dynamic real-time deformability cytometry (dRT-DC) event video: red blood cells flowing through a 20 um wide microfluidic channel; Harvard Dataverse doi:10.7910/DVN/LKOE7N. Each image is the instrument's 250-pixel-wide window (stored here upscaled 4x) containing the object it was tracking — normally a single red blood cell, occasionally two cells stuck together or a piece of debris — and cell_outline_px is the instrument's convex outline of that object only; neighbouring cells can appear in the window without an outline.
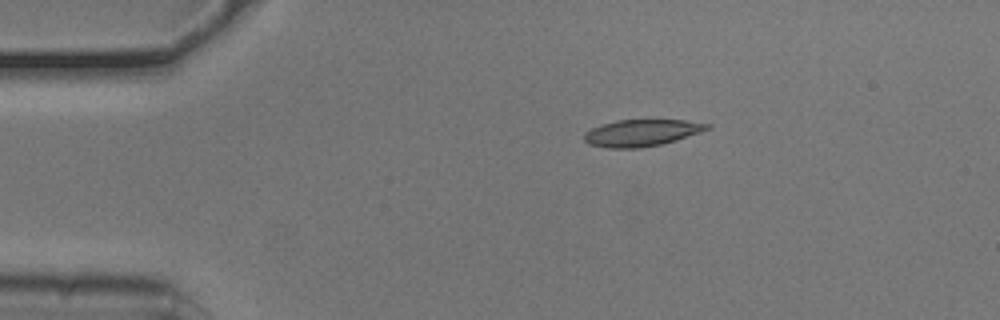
{"species": "common noctule bat (a hibernating species)", "species_latin": "Nyctalus noctula", "temperature_condition": "cold", "stored_images_in_passage": 44, "camera_frame_rate_fps": 3000, "um_per_image_px": 0.085, "animal": {"sex": "male", "body_mass_g": 20.5, "forearm_length_mm": 52.5}, "frame": {"image": 1, "passage_image": 1, "time_ms": 0.0, "image_size_px": [1000, 320], "cell_outline_px": [[712, 128], [676, 140], [660, 144], [636, 148], [608, 148], [588, 144], [584, 140], [584, 132], [600, 124], [616, 120], [684, 120], [712, 124]], "centroid_in_image_um": [54.52, 11.28], "position_along_channel_um": 30.5, "area_um2": 19.19}}
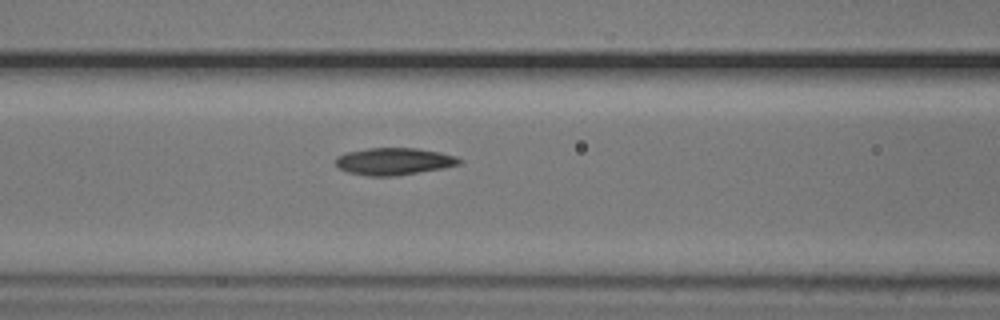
{"frame": {"image": 2, "passage_image": 13, "time_ms": 4.0, "image_size_px": [1000, 320], "cell_outline_px": [[464, 160], [460, 164], [444, 168], [396, 176], [368, 176], [348, 172], [340, 168], [336, 164], [336, 156], [344, 152], [368, 148], [416, 148], [440, 152], [456, 156]], "centroid_in_image_um": [33.5, 13.71], "position_along_channel_um": 133.1, "area_um2": 19.71}}
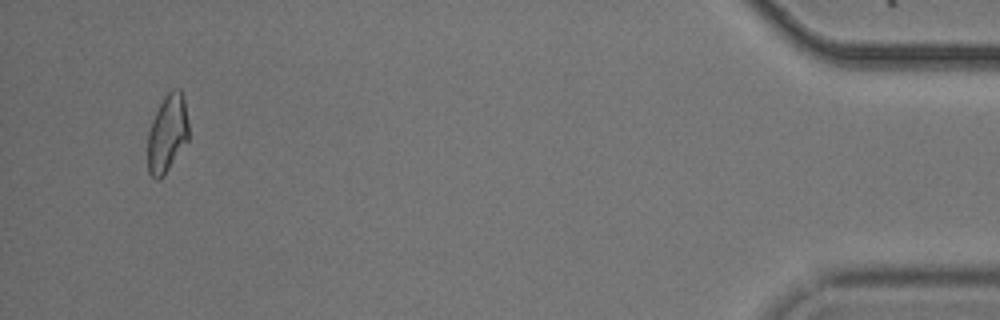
{"frame": {"image": 3, "passage_image": 42, "time_ms": 13.667, "image_size_px": [1000, 320], "cell_outline_px": [[188, 140], [164, 176], [160, 180], [156, 180], [148, 172], [148, 132], [152, 120], [164, 96], [172, 88], [180, 88], [184, 100], [188, 124]], "centroid_in_image_um": [14.21, 11.36], "position_along_channel_um": 421.0, "area_um2": 18.55}, "authors_computed_cell_mechanics": {"area_um2": 19.2185, "velocity_mm_per_s": 3.785, "shape_relaxation_time_tau1_ms": 5.2599, "shape_relaxation_time_tau2_ms": 4.7245, "deformation_change_tau1": 0.1173, "deformation_change_tau2": 0.1059}}